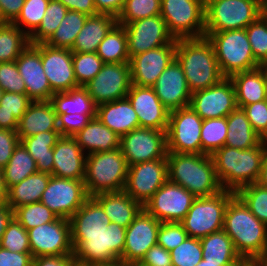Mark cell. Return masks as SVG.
<instances>
[{
	"mask_svg": "<svg viewBox=\"0 0 267 266\" xmlns=\"http://www.w3.org/2000/svg\"><path fill=\"white\" fill-rule=\"evenodd\" d=\"M69 222L75 260L91 265L120 260L126 228L111 222L93 197L84 202Z\"/></svg>",
	"mask_w": 267,
	"mask_h": 266,
	"instance_id": "obj_1",
	"label": "cell"
},
{
	"mask_svg": "<svg viewBox=\"0 0 267 266\" xmlns=\"http://www.w3.org/2000/svg\"><path fill=\"white\" fill-rule=\"evenodd\" d=\"M260 141L263 143L265 146H267V128L266 130L260 135Z\"/></svg>",
	"mask_w": 267,
	"mask_h": 266,
	"instance_id": "obj_72",
	"label": "cell"
},
{
	"mask_svg": "<svg viewBox=\"0 0 267 266\" xmlns=\"http://www.w3.org/2000/svg\"><path fill=\"white\" fill-rule=\"evenodd\" d=\"M27 233L33 258L73 254L69 219L58 218Z\"/></svg>",
	"mask_w": 267,
	"mask_h": 266,
	"instance_id": "obj_17",
	"label": "cell"
},
{
	"mask_svg": "<svg viewBox=\"0 0 267 266\" xmlns=\"http://www.w3.org/2000/svg\"><path fill=\"white\" fill-rule=\"evenodd\" d=\"M241 266H259V264L256 261H247L244 262Z\"/></svg>",
	"mask_w": 267,
	"mask_h": 266,
	"instance_id": "obj_73",
	"label": "cell"
},
{
	"mask_svg": "<svg viewBox=\"0 0 267 266\" xmlns=\"http://www.w3.org/2000/svg\"><path fill=\"white\" fill-rule=\"evenodd\" d=\"M120 149L128 166L167 156L166 131L136 128L120 137Z\"/></svg>",
	"mask_w": 267,
	"mask_h": 266,
	"instance_id": "obj_13",
	"label": "cell"
},
{
	"mask_svg": "<svg viewBox=\"0 0 267 266\" xmlns=\"http://www.w3.org/2000/svg\"><path fill=\"white\" fill-rule=\"evenodd\" d=\"M234 195L223 189L215 195L196 198L180 222L188 237L201 239L222 230L226 206Z\"/></svg>",
	"mask_w": 267,
	"mask_h": 266,
	"instance_id": "obj_9",
	"label": "cell"
},
{
	"mask_svg": "<svg viewBox=\"0 0 267 266\" xmlns=\"http://www.w3.org/2000/svg\"><path fill=\"white\" fill-rule=\"evenodd\" d=\"M13 217L14 210L11 209L8 203H0V243L8 223L12 220Z\"/></svg>",
	"mask_w": 267,
	"mask_h": 266,
	"instance_id": "obj_64",
	"label": "cell"
},
{
	"mask_svg": "<svg viewBox=\"0 0 267 266\" xmlns=\"http://www.w3.org/2000/svg\"><path fill=\"white\" fill-rule=\"evenodd\" d=\"M68 9L58 0H50L39 27L29 36L30 44L45 43L59 27Z\"/></svg>",
	"mask_w": 267,
	"mask_h": 266,
	"instance_id": "obj_44",
	"label": "cell"
},
{
	"mask_svg": "<svg viewBox=\"0 0 267 266\" xmlns=\"http://www.w3.org/2000/svg\"><path fill=\"white\" fill-rule=\"evenodd\" d=\"M168 180L167 156L128 166L124 192L143 207Z\"/></svg>",
	"mask_w": 267,
	"mask_h": 266,
	"instance_id": "obj_12",
	"label": "cell"
},
{
	"mask_svg": "<svg viewBox=\"0 0 267 266\" xmlns=\"http://www.w3.org/2000/svg\"><path fill=\"white\" fill-rule=\"evenodd\" d=\"M73 137L85 154L107 152L120 148V136L105 126L97 117L92 118Z\"/></svg>",
	"mask_w": 267,
	"mask_h": 266,
	"instance_id": "obj_32",
	"label": "cell"
},
{
	"mask_svg": "<svg viewBox=\"0 0 267 266\" xmlns=\"http://www.w3.org/2000/svg\"><path fill=\"white\" fill-rule=\"evenodd\" d=\"M258 184L267 188V146L265 147V153L262 160L261 174L258 180Z\"/></svg>",
	"mask_w": 267,
	"mask_h": 266,
	"instance_id": "obj_65",
	"label": "cell"
},
{
	"mask_svg": "<svg viewBox=\"0 0 267 266\" xmlns=\"http://www.w3.org/2000/svg\"><path fill=\"white\" fill-rule=\"evenodd\" d=\"M229 78L235 89L238 108L267 99V66L238 72Z\"/></svg>",
	"mask_w": 267,
	"mask_h": 266,
	"instance_id": "obj_27",
	"label": "cell"
},
{
	"mask_svg": "<svg viewBox=\"0 0 267 266\" xmlns=\"http://www.w3.org/2000/svg\"><path fill=\"white\" fill-rule=\"evenodd\" d=\"M263 11L259 0H205V32L245 29Z\"/></svg>",
	"mask_w": 267,
	"mask_h": 266,
	"instance_id": "obj_8",
	"label": "cell"
},
{
	"mask_svg": "<svg viewBox=\"0 0 267 266\" xmlns=\"http://www.w3.org/2000/svg\"><path fill=\"white\" fill-rule=\"evenodd\" d=\"M50 0H25L18 17L12 22L30 36L41 24Z\"/></svg>",
	"mask_w": 267,
	"mask_h": 266,
	"instance_id": "obj_46",
	"label": "cell"
},
{
	"mask_svg": "<svg viewBox=\"0 0 267 266\" xmlns=\"http://www.w3.org/2000/svg\"><path fill=\"white\" fill-rule=\"evenodd\" d=\"M226 117L203 120L201 154L212 155L225 145L228 132Z\"/></svg>",
	"mask_w": 267,
	"mask_h": 266,
	"instance_id": "obj_43",
	"label": "cell"
},
{
	"mask_svg": "<svg viewBox=\"0 0 267 266\" xmlns=\"http://www.w3.org/2000/svg\"><path fill=\"white\" fill-rule=\"evenodd\" d=\"M2 170L8 189L18 184L29 175L38 172L36 161L21 142L15 148L9 162Z\"/></svg>",
	"mask_w": 267,
	"mask_h": 266,
	"instance_id": "obj_39",
	"label": "cell"
},
{
	"mask_svg": "<svg viewBox=\"0 0 267 266\" xmlns=\"http://www.w3.org/2000/svg\"><path fill=\"white\" fill-rule=\"evenodd\" d=\"M20 143L17 130L0 129V169H3Z\"/></svg>",
	"mask_w": 267,
	"mask_h": 266,
	"instance_id": "obj_57",
	"label": "cell"
},
{
	"mask_svg": "<svg viewBox=\"0 0 267 266\" xmlns=\"http://www.w3.org/2000/svg\"><path fill=\"white\" fill-rule=\"evenodd\" d=\"M93 266H133L131 264H127L123 261L117 260L114 262H110L108 264H97V265H93Z\"/></svg>",
	"mask_w": 267,
	"mask_h": 266,
	"instance_id": "obj_68",
	"label": "cell"
},
{
	"mask_svg": "<svg viewBox=\"0 0 267 266\" xmlns=\"http://www.w3.org/2000/svg\"><path fill=\"white\" fill-rule=\"evenodd\" d=\"M245 30L255 60L261 66H267V18L262 14L256 21L249 24Z\"/></svg>",
	"mask_w": 267,
	"mask_h": 266,
	"instance_id": "obj_50",
	"label": "cell"
},
{
	"mask_svg": "<svg viewBox=\"0 0 267 266\" xmlns=\"http://www.w3.org/2000/svg\"><path fill=\"white\" fill-rule=\"evenodd\" d=\"M60 137L59 131H45L20 141L36 161L38 172L53 175V147Z\"/></svg>",
	"mask_w": 267,
	"mask_h": 266,
	"instance_id": "obj_34",
	"label": "cell"
},
{
	"mask_svg": "<svg viewBox=\"0 0 267 266\" xmlns=\"http://www.w3.org/2000/svg\"><path fill=\"white\" fill-rule=\"evenodd\" d=\"M127 35L129 58L166 44H177L160 16H151L123 25Z\"/></svg>",
	"mask_w": 267,
	"mask_h": 266,
	"instance_id": "obj_18",
	"label": "cell"
},
{
	"mask_svg": "<svg viewBox=\"0 0 267 266\" xmlns=\"http://www.w3.org/2000/svg\"><path fill=\"white\" fill-rule=\"evenodd\" d=\"M161 222L144 208L126 228L125 246L120 261L137 265L146 252L157 244Z\"/></svg>",
	"mask_w": 267,
	"mask_h": 266,
	"instance_id": "obj_20",
	"label": "cell"
},
{
	"mask_svg": "<svg viewBox=\"0 0 267 266\" xmlns=\"http://www.w3.org/2000/svg\"><path fill=\"white\" fill-rule=\"evenodd\" d=\"M25 0H0V7L5 19L12 23L20 14Z\"/></svg>",
	"mask_w": 267,
	"mask_h": 266,
	"instance_id": "obj_62",
	"label": "cell"
},
{
	"mask_svg": "<svg viewBox=\"0 0 267 266\" xmlns=\"http://www.w3.org/2000/svg\"><path fill=\"white\" fill-rule=\"evenodd\" d=\"M202 124L203 119L190 106L170 111L167 152L201 154Z\"/></svg>",
	"mask_w": 267,
	"mask_h": 266,
	"instance_id": "obj_11",
	"label": "cell"
},
{
	"mask_svg": "<svg viewBox=\"0 0 267 266\" xmlns=\"http://www.w3.org/2000/svg\"><path fill=\"white\" fill-rule=\"evenodd\" d=\"M3 94H4V91L0 88V101H1Z\"/></svg>",
	"mask_w": 267,
	"mask_h": 266,
	"instance_id": "obj_75",
	"label": "cell"
},
{
	"mask_svg": "<svg viewBox=\"0 0 267 266\" xmlns=\"http://www.w3.org/2000/svg\"><path fill=\"white\" fill-rule=\"evenodd\" d=\"M41 62L54 93L78 87L70 49L56 48L41 43Z\"/></svg>",
	"mask_w": 267,
	"mask_h": 266,
	"instance_id": "obj_23",
	"label": "cell"
},
{
	"mask_svg": "<svg viewBox=\"0 0 267 266\" xmlns=\"http://www.w3.org/2000/svg\"><path fill=\"white\" fill-rule=\"evenodd\" d=\"M160 16L175 39L204 36L205 0H161Z\"/></svg>",
	"mask_w": 267,
	"mask_h": 266,
	"instance_id": "obj_10",
	"label": "cell"
},
{
	"mask_svg": "<svg viewBox=\"0 0 267 266\" xmlns=\"http://www.w3.org/2000/svg\"><path fill=\"white\" fill-rule=\"evenodd\" d=\"M170 255L172 266H196L203 259L200 239L187 237Z\"/></svg>",
	"mask_w": 267,
	"mask_h": 266,
	"instance_id": "obj_51",
	"label": "cell"
},
{
	"mask_svg": "<svg viewBox=\"0 0 267 266\" xmlns=\"http://www.w3.org/2000/svg\"><path fill=\"white\" fill-rule=\"evenodd\" d=\"M88 198L84 180L51 175L40 202L59 218L70 219Z\"/></svg>",
	"mask_w": 267,
	"mask_h": 266,
	"instance_id": "obj_15",
	"label": "cell"
},
{
	"mask_svg": "<svg viewBox=\"0 0 267 266\" xmlns=\"http://www.w3.org/2000/svg\"><path fill=\"white\" fill-rule=\"evenodd\" d=\"M256 218L267 226V188L258 183L242 187L235 193Z\"/></svg>",
	"mask_w": 267,
	"mask_h": 266,
	"instance_id": "obj_47",
	"label": "cell"
},
{
	"mask_svg": "<svg viewBox=\"0 0 267 266\" xmlns=\"http://www.w3.org/2000/svg\"><path fill=\"white\" fill-rule=\"evenodd\" d=\"M15 62L29 98L32 101H50L54 92L41 62V43L29 44Z\"/></svg>",
	"mask_w": 267,
	"mask_h": 266,
	"instance_id": "obj_22",
	"label": "cell"
},
{
	"mask_svg": "<svg viewBox=\"0 0 267 266\" xmlns=\"http://www.w3.org/2000/svg\"><path fill=\"white\" fill-rule=\"evenodd\" d=\"M126 97L138 115L140 127L167 131L170 111L161 103L152 87L131 84Z\"/></svg>",
	"mask_w": 267,
	"mask_h": 266,
	"instance_id": "obj_24",
	"label": "cell"
},
{
	"mask_svg": "<svg viewBox=\"0 0 267 266\" xmlns=\"http://www.w3.org/2000/svg\"><path fill=\"white\" fill-rule=\"evenodd\" d=\"M264 10H267V0H259Z\"/></svg>",
	"mask_w": 267,
	"mask_h": 266,
	"instance_id": "obj_74",
	"label": "cell"
},
{
	"mask_svg": "<svg viewBox=\"0 0 267 266\" xmlns=\"http://www.w3.org/2000/svg\"><path fill=\"white\" fill-rule=\"evenodd\" d=\"M252 128L261 135L267 128V99L242 107Z\"/></svg>",
	"mask_w": 267,
	"mask_h": 266,
	"instance_id": "obj_56",
	"label": "cell"
},
{
	"mask_svg": "<svg viewBox=\"0 0 267 266\" xmlns=\"http://www.w3.org/2000/svg\"><path fill=\"white\" fill-rule=\"evenodd\" d=\"M175 59L184 71L191 93L207 89L225 77L206 36L177 39Z\"/></svg>",
	"mask_w": 267,
	"mask_h": 266,
	"instance_id": "obj_3",
	"label": "cell"
},
{
	"mask_svg": "<svg viewBox=\"0 0 267 266\" xmlns=\"http://www.w3.org/2000/svg\"><path fill=\"white\" fill-rule=\"evenodd\" d=\"M7 24H9V22L5 19L0 7V27L5 26Z\"/></svg>",
	"mask_w": 267,
	"mask_h": 266,
	"instance_id": "obj_71",
	"label": "cell"
},
{
	"mask_svg": "<svg viewBox=\"0 0 267 266\" xmlns=\"http://www.w3.org/2000/svg\"><path fill=\"white\" fill-rule=\"evenodd\" d=\"M86 156L74 137L61 136L53 147V176L84 180Z\"/></svg>",
	"mask_w": 267,
	"mask_h": 266,
	"instance_id": "obj_26",
	"label": "cell"
},
{
	"mask_svg": "<svg viewBox=\"0 0 267 266\" xmlns=\"http://www.w3.org/2000/svg\"><path fill=\"white\" fill-rule=\"evenodd\" d=\"M96 117L120 137L139 128V118L127 97L97 106Z\"/></svg>",
	"mask_w": 267,
	"mask_h": 266,
	"instance_id": "obj_28",
	"label": "cell"
},
{
	"mask_svg": "<svg viewBox=\"0 0 267 266\" xmlns=\"http://www.w3.org/2000/svg\"><path fill=\"white\" fill-rule=\"evenodd\" d=\"M175 54L176 44H166L131 57V83L140 87H152L175 59Z\"/></svg>",
	"mask_w": 267,
	"mask_h": 266,
	"instance_id": "obj_21",
	"label": "cell"
},
{
	"mask_svg": "<svg viewBox=\"0 0 267 266\" xmlns=\"http://www.w3.org/2000/svg\"><path fill=\"white\" fill-rule=\"evenodd\" d=\"M89 114H57L58 129L61 136H75L90 121Z\"/></svg>",
	"mask_w": 267,
	"mask_h": 266,
	"instance_id": "obj_55",
	"label": "cell"
},
{
	"mask_svg": "<svg viewBox=\"0 0 267 266\" xmlns=\"http://www.w3.org/2000/svg\"><path fill=\"white\" fill-rule=\"evenodd\" d=\"M152 88L169 111L184 108L190 104L192 93L184 71L176 59L160 74Z\"/></svg>",
	"mask_w": 267,
	"mask_h": 266,
	"instance_id": "obj_25",
	"label": "cell"
},
{
	"mask_svg": "<svg viewBox=\"0 0 267 266\" xmlns=\"http://www.w3.org/2000/svg\"><path fill=\"white\" fill-rule=\"evenodd\" d=\"M195 199L188 190L167 180L143 208L160 222L180 223Z\"/></svg>",
	"mask_w": 267,
	"mask_h": 266,
	"instance_id": "obj_16",
	"label": "cell"
},
{
	"mask_svg": "<svg viewBox=\"0 0 267 266\" xmlns=\"http://www.w3.org/2000/svg\"><path fill=\"white\" fill-rule=\"evenodd\" d=\"M72 60L78 86H84L91 81L101 71L104 64L96 52H72Z\"/></svg>",
	"mask_w": 267,
	"mask_h": 266,
	"instance_id": "obj_49",
	"label": "cell"
},
{
	"mask_svg": "<svg viewBox=\"0 0 267 266\" xmlns=\"http://www.w3.org/2000/svg\"><path fill=\"white\" fill-rule=\"evenodd\" d=\"M68 10L81 12L88 16L98 14L94 0H58Z\"/></svg>",
	"mask_w": 267,
	"mask_h": 266,
	"instance_id": "obj_61",
	"label": "cell"
},
{
	"mask_svg": "<svg viewBox=\"0 0 267 266\" xmlns=\"http://www.w3.org/2000/svg\"><path fill=\"white\" fill-rule=\"evenodd\" d=\"M0 246L11 252L31 253L27 230L17 221L16 218L8 223L3 234Z\"/></svg>",
	"mask_w": 267,
	"mask_h": 266,
	"instance_id": "obj_52",
	"label": "cell"
},
{
	"mask_svg": "<svg viewBox=\"0 0 267 266\" xmlns=\"http://www.w3.org/2000/svg\"><path fill=\"white\" fill-rule=\"evenodd\" d=\"M31 253L11 252L0 246V266H31Z\"/></svg>",
	"mask_w": 267,
	"mask_h": 266,
	"instance_id": "obj_59",
	"label": "cell"
},
{
	"mask_svg": "<svg viewBox=\"0 0 267 266\" xmlns=\"http://www.w3.org/2000/svg\"><path fill=\"white\" fill-rule=\"evenodd\" d=\"M227 138L225 146L246 150L257 146L260 135L252 128L242 108H236L227 117Z\"/></svg>",
	"mask_w": 267,
	"mask_h": 266,
	"instance_id": "obj_35",
	"label": "cell"
},
{
	"mask_svg": "<svg viewBox=\"0 0 267 266\" xmlns=\"http://www.w3.org/2000/svg\"><path fill=\"white\" fill-rule=\"evenodd\" d=\"M102 206L111 222L127 228L143 209V206L124 191L103 192L93 196Z\"/></svg>",
	"mask_w": 267,
	"mask_h": 266,
	"instance_id": "obj_30",
	"label": "cell"
},
{
	"mask_svg": "<svg viewBox=\"0 0 267 266\" xmlns=\"http://www.w3.org/2000/svg\"><path fill=\"white\" fill-rule=\"evenodd\" d=\"M256 262L259 264V266H267V255L265 254L264 256L260 257Z\"/></svg>",
	"mask_w": 267,
	"mask_h": 266,
	"instance_id": "obj_70",
	"label": "cell"
},
{
	"mask_svg": "<svg viewBox=\"0 0 267 266\" xmlns=\"http://www.w3.org/2000/svg\"><path fill=\"white\" fill-rule=\"evenodd\" d=\"M8 188L5 183L3 170L0 169V203L7 201Z\"/></svg>",
	"mask_w": 267,
	"mask_h": 266,
	"instance_id": "obj_67",
	"label": "cell"
},
{
	"mask_svg": "<svg viewBox=\"0 0 267 266\" xmlns=\"http://www.w3.org/2000/svg\"><path fill=\"white\" fill-rule=\"evenodd\" d=\"M204 36L211 41L220 70L225 77L261 66L253 56L245 29L205 32Z\"/></svg>",
	"mask_w": 267,
	"mask_h": 266,
	"instance_id": "obj_7",
	"label": "cell"
},
{
	"mask_svg": "<svg viewBox=\"0 0 267 266\" xmlns=\"http://www.w3.org/2000/svg\"><path fill=\"white\" fill-rule=\"evenodd\" d=\"M223 230L245 262L257 261L267 253V226L236 194L226 206Z\"/></svg>",
	"mask_w": 267,
	"mask_h": 266,
	"instance_id": "obj_2",
	"label": "cell"
},
{
	"mask_svg": "<svg viewBox=\"0 0 267 266\" xmlns=\"http://www.w3.org/2000/svg\"><path fill=\"white\" fill-rule=\"evenodd\" d=\"M98 13H107L118 17L121 13L125 0H94Z\"/></svg>",
	"mask_w": 267,
	"mask_h": 266,
	"instance_id": "obj_63",
	"label": "cell"
},
{
	"mask_svg": "<svg viewBox=\"0 0 267 266\" xmlns=\"http://www.w3.org/2000/svg\"><path fill=\"white\" fill-rule=\"evenodd\" d=\"M134 266H172L170 251H167L161 245L152 246Z\"/></svg>",
	"mask_w": 267,
	"mask_h": 266,
	"instance_id": "obj_58",
	"label": "cell"
},
{
	"mask_svg": "<svg viewBox=\"0 0 267 266\" xmlns=\"http://www.w3.org/2000/svg\"><path fill=\"white\" fill-rule=\"evenodd\" d=\"M160 12L161 0H125L117 23L125 25L138 19L160 15Z\"/></svg>",
	"mask_w": 267,
	"mask_h": 266,
	"instance_id": "obj_48",
	"label": "cell"
},
{
	"mask_svg": "<svg viewBox=\"0 0 267 266\" xmlns=\"http://www.w3.org/2000/svg\"><path fill=\"white\" fill-rule=\"evenodd\" d=\"M50 177V174L42 172L29 175L27 178L8 189L6 202L12 210L26 204L39 202Z\"/></svg>",
	"mask_w": 267,
	"mask_h": 266,
	"instance_id": "obj_36",
	"label": "cell"
},
{
	"mask_svg": "<svg viewBox=\"0 0 267 266\" xmlns=\"http://www.w3.org/2000/svg\"><path fill=\"white\" fill-rule=\"evenodd\" d=\"M0 88L4 92L26 94V86L15 61L0 62Z\"/></svg>",
	"mask_w": 267,
	"mask_h": 266,
	"instance_id": "obj_53",
	"label": "cell"
},
{
	"mask_svg": "<svg viewBox=\"0 0 267 266\" xmlns=\"http://www.w3.org/2000/svg\"><path fill=\"white\" fill-rule=\"evenodd\" d=\"M205 261L245 262L236 252L233 241L222 229L200 239Z\"/></svg>",
	"mask_w": 267,
	"mask_h": 266,
	"instance_id": "obj_37",
	"label": "cell"
},
{
	"mask_svg": "<svg viewBox=\"0 0 267 266\" xmlns=\"http://www.w3.org/2000/svg\"><path fill=\"white\" fill-rule=\"evenodd\" d=\"M189 106L203 119L227 117L237 108L235 89L229 77L193 92Z\"/></svg>",
	"mask_w": 267,
	"mask_h": 266,
	"instance_id": "obj_19",
	"label": "cell"
},
{
	"mask_svg": "<svg viewBox=\"0 0 267 266\" xmlns=\"http://www.w3.org/2000/svg\"><path fill=\"white\" fill-rule=\"evenodd\" d=\"M69 266H93V265L73 259L70 262Z\"/></svg>",
	"mask_w": 267,
	"mask_h": 266,
	"instance_id": "obj_69",
	"label": "cell"
},
{
	"mask_svg": "<svg viewBox=\"0 0 267 266\" xmlns=\"http://www.w3.org/2000/svg\"><path fill=\"white\" fill-rule=\"evenodd\" d=\"M32 102L27 94L4 92L0 101V129L17 130L19 120Z\"/></svg>",
	"mask_w": 267,
	"mask_h": 266,
	"instance_id": "obj_41",
	"label": "cell"
},
{
	"mask_svg": "<svg viewBox=\"0 0 267 266\" xmlns=\"http://www.w3.org/2000/svg\"><path fill=\"white\" fill-rule=\"evenodd\" d=\"M167 163L168 180L196 198L212 196L223 190L210 155L167 152Z\"/></svg>",
	"mask_w": 267,
	"mask_h": 266,
	"instance_id": "obj_5",
	"label": "cell"
},
{
	"mask_svg": "<svg viewBox=\"0 0 267 266\" xmlns=\"http://www.w3.org/2000/svg\"><path fill=\"white\" fill-rule=\"evenodd\" d=\"M29 36L9 23L0 27V62L15 61L29 46Z\"/></svg>",
	"mask_w": 267,
	"mask_h": 266,
	"instance_id": "obj_42",
	"label": "cell"
},
{
	"mask_svg": "<svg viewBox=\"0 0 267 266\" xmlns=\"http://www.w3.org/2000/svg\"><path fill=\"white\" fill-rule=\"evenodd\" d=\"M127 173L128 165L120 148L87 154L84 178L87 195L123 191Z\"/></svg>",
	"mask_w": 267,
	"mask_h": 266,
	"instance_id": "obj_6",
	"label": "cell"
},
{
	"mask_svg": "<svg viewBox=\"0 0 267 266\" xmlns=\"http://www.w3.org/2000/svg\"><path fill=\"white\" fill-rule=\"evenodd\" d=\"M244 262H213L202 259L196 266H241Z\"/></svg>",
	"mask_w": 267,
	"mask_h": 266,
	"instance_id": "obj_66",
	"label": "cell"
},
{
	"mask_svg": "<svg viewBox=\"0 0 267 266\" xmlns=\"http://www.w3.org/2000/svg\"><path fill=\"white\" fill-rule=\"evenodd\" d=\"M96 54L104 63L129 62L127 35L123 25L118 23L101 41Z\"/></svg>",
	"mask_w": 267,
	"mask_h": 266,
	"instance_id": "obj_38",
	"label": "cell"
},
{
	"mask_svg": "<svg viewBox=\"0 0 267 266\" xmlns=\"http://www.w3.org/2000/svg\"><path fill=\"white\" fill-rule=\"evenodd\" d=\"M188 237L181 223L161 222L158 231L157 244L167 251L179 246Z\"/></svg>",
	"mask_w": 267,
	"mask_h": 266,
	"instance_id": "obj_54",
	"label": "cell"
},
{
	"mask_svg": "<svg viewBox=\"0 0 267 266\" xmlns=\"http://www.w3.org/2000/svg\"><path fill=\"white\" fill-rule=\"evenodd\" d=\"M265 147L260 142L246 150L224 145L215 151L211 157L222 188L236 193L244 186L258 183Z\"/></svg>",
	"mask_w": 267,
	"mask_h": 266,
	"instance_id": "obj_4",
	"label": "cell"
},
{
	"mask_svg": "<svg viewBox=\"0 0 267 266\" xmlns=\"http://www.w3.org/2000/svg\"><path fill=\"white\" fill-rule=\"evenodd\" d=\"M87 17V14L68 10L59 27L45 43L52 47L71 50Z\"/></svg>",
	"mask_w": 267,
	"mask_h": 266,
	"instance_id": "obj_40",
	"label": "cell"
},
{
	"mask_svg": "<svg viewBox=\"0 0 267 266\" xmlns=\"http://www.w3.org/2000/svg\"><path fill=\"white\" fill-rule=\"evenodd\" d=\"M14 218L28 231L38 225L53 222L59 217L39 201L17 207L14 210Z\"/></svg>",
	"mask_w": 267,
	"mask_h": 266,
	"instance_id": "obj_45",
	"label": "cell"
},
{
	"mask_svg": "<svg viewBox=\"0 0 267 266\" xmlns=\"http://www.w3.org/2000/svg\"><path fill=\"white\" fill-rule=\"evenodd\" d=\"M73 259V254L59 256H39L32 259L31 266H69Z\"/></svg>",
	"mask_w": 267,
	"mask_h": 266,
	"instance_id": "obj_60",
	"label": "cell"
},
{
	"mask_svg": "<svg viewBox=\"0 0 267 266\" xmlns=\"http://www.w3.org/2000/svg\"><path fill=\"white\" fill-rule=\"evenodd\" d=\"M117 24V17L107 13H98L88 16L76 41L72 52H96L101 41Z\"/></svg>",
	"mask_w": 267,
	"mask_h": 266,
	"instance_id": "obj_31",
	"label": "cell"
},
{
	"mask_svg": "<svg viewBox=\"0 0 267 266\" xmlns=\"http://www.w3.org/2000/svg\"><path fill=\"white\" fill-rule=\"evenodd\" d=\"M263 15L267 18V10L263 11Z\"/></svg>",
	"mask_w": 267,
	"mask_h": 266,
	"instance_id": "obj_76",
	"label": "cell"
},
{
	"mask_svg": "<svg viewBox=\"0 0 267 266\" xmlns=\"http://www.w3.org/2000/svg\"><path fill=\"white\" fill-rule=\"evenodd\" d=\"M131 84L129 62L104 63L101 71L84 87L98 106L125 98Z\"/></svg>",
	"mask_w": 267,
	"mask_h": 266,
	"instance_id": "obj_14",
	"label": "cell"
},
{
	"mask_svg": "<svg viewBox=\"0 0 267 266\" xmlns=\"http://www.w3.org/2000/svg\"><path fill=\"white\" fill-rule=\"evenodd\" d=\"M45 131H59L57 114L50 101H33L18 123L20 141Z\"/></svg>",
	"mask_w": 267,
	"mask_h": 266,
	"instance_id": "obj_29",
	"label": "cell"
},
{
	"mask_svg": "<svg viewBox=\"0 0 267 266\" xmlns=\"http://www.w3.org/2000/svg\"><path fill=\"white\" fill-rule=\"evenodd\" d=\"M50 102L56 114H89L96 118L97 105L84 86L65 92H56Z\"/></svg>",
	"mask_w": 267,
	"mask_h": 266,
	"instance_id": "obj_33",
	"label": "cell"
}]
</instances>
